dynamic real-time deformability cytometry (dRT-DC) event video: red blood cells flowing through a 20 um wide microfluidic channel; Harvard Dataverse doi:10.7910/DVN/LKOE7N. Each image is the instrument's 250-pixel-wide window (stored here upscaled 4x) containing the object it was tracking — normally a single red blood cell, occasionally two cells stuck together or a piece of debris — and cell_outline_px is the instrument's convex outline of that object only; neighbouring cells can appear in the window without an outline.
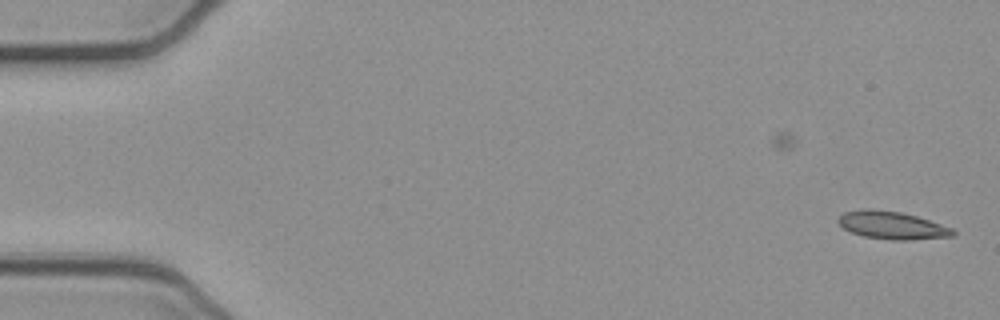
{"species": "common noctule bat (a hibernating species)", "species_latin": "Nyctalus noctula", "temperature_condition": "cold", "stored_images_in_passage": 54, "camera_frame_rate_fps": 3000, "um_per_image_px": 0.085, "animal": {"sex": "female", "body_mass_g": 21.9}, "frame": {"image": 1, "passage_image": 1, "time_ms": 0.0, "image_size_px": [1000, 320], "cell_outline_px": [[956, 232], [952, 236], [912, 240], [892, 240], [864, 236], [852, 232], [844, 228], [836, 220], [844, 212], [864, 208], [868, 208], [900, 212], [916, 216], [952, 228]], "centroid_in_image_um": [75.81, 19.15], "position_along_channel_um": 9.2, "area_um2": 18.38}}
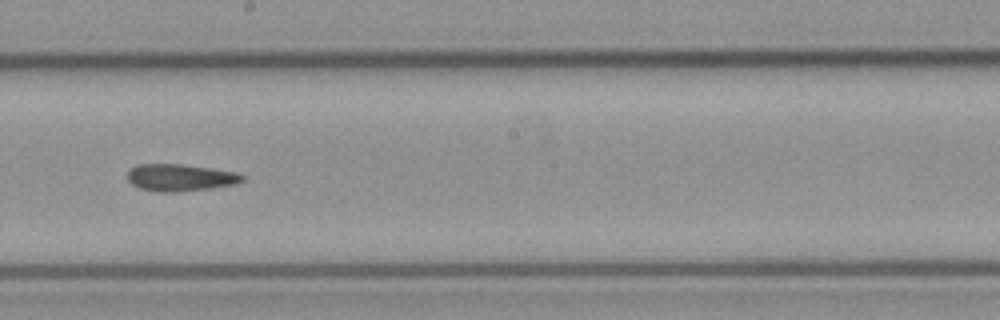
{"frame": {"image": 2, "passage_image": 29, "time_ms": 9.333, "image_size_px": [1000, 320], "cell_outline_px": [[244, 180], [236, 184], [208, 188], [176, 192], [156, 192], [140, 188], [132, 184], [128, 180], [128, 172], [136, 164], [180, 164], [236, 172], [244, 176]], "centroid_in_image_um": [15.3, 15.09], "position_along_channel_um": 232.9, "area_um2": 17.92}}
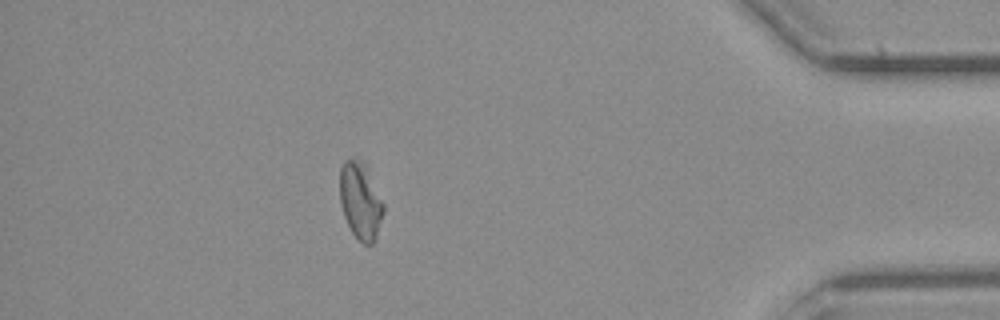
{"frame": {"image": 3, "passage_image": 46, "time_ms": 15.0, "image_size_px": [1000, 320], "cell_outline_px": [[384, 212], [376, 240], [372, 244], [364, 244], [352, 232], [344, 216], [340, 204], [340, 164], [344, 160], [360, 160], [384, 204]], "centroid_in_image_um": [30.62, 17.13], "position_along_channel_um": 404.6, "area_um2": 19.07}}